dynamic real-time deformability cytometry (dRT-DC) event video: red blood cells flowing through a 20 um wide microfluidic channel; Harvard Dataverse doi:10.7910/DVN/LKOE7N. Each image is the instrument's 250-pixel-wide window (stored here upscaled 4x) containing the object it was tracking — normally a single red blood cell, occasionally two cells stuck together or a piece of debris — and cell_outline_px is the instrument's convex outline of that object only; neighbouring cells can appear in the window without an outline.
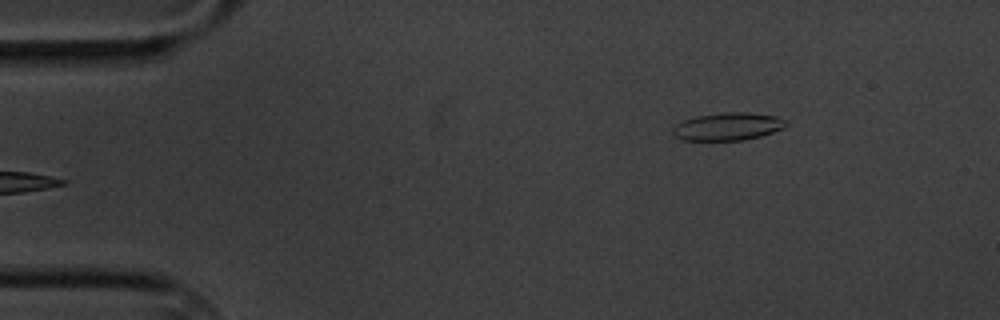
{"species": "common noctule bat (a hibernating species)", "species_latin": "Nyctalus noctula", "temperature_condition": "cold", "stored_images_in_passage": 4, "camera_frame_rate_fps": 3000, "um_per_image_px": 0.085, "animal": {"sex": "male", "body_mass_g": 20.1, "forearm_length_mm": 53.5}, "frame": {"image": 1, "passage_image": 4, "time_ms": 4.333, "image_size_px": [1000, 320], "cell_outline_px": [[788, 124], [784, 128], [760, 136], [744, 140], [684, 140], [672, 136], [672, 128], [676, 124], [684, 120], [696, 116], [728, 112], [748, 112], [776, 116], [784, 120]], "centroid_in_image_um": [61.84, 10.75], "position_along_channel_um": 23.2, "area_um2": 18.26}}